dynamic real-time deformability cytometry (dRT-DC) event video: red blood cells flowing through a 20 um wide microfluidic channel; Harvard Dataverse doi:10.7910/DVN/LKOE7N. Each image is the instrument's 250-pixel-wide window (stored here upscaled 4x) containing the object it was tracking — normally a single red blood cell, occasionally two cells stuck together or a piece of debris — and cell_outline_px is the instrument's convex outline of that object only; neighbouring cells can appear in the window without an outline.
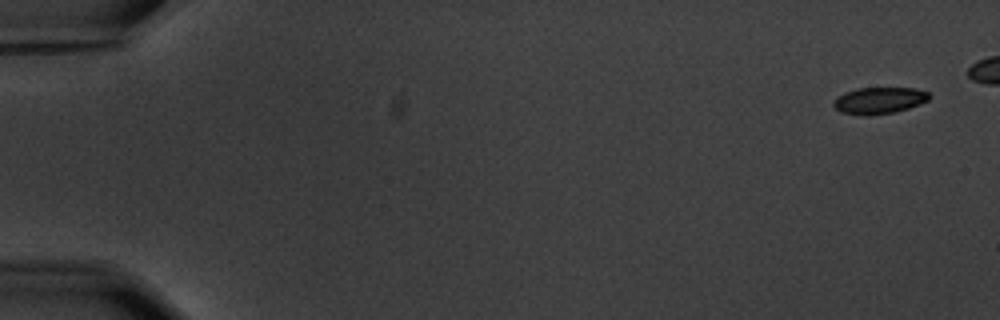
{"species": "common noctule bat (a hibernating species)", "species_latin": "Nyctalus noctula", "temperature_condition": "warm", "stored_images_in_passage": 6, "camera_frame_rate_fps": 3000, "um_per_image_px": 0.085, "animal": {"sex": "male", "body_mass_g": 20.1, "forearm_length_mm": 53.5}, "frame": {"image": 1, "passage_image": 1, "time_ms": 0.0, "image_size_px": [1000, 320], "cell_outline_px": [[928, 100], [908, 108], [892, 112], [868, 116], [840, 112], [832, 104], [836, 96], [844, 92], [856, 88], [916, 88], [928, 92]], "centroid_in_image_um": [74.67, 8.53], "position_along_channel_um": 10.3, "area_um2": 14.74}}
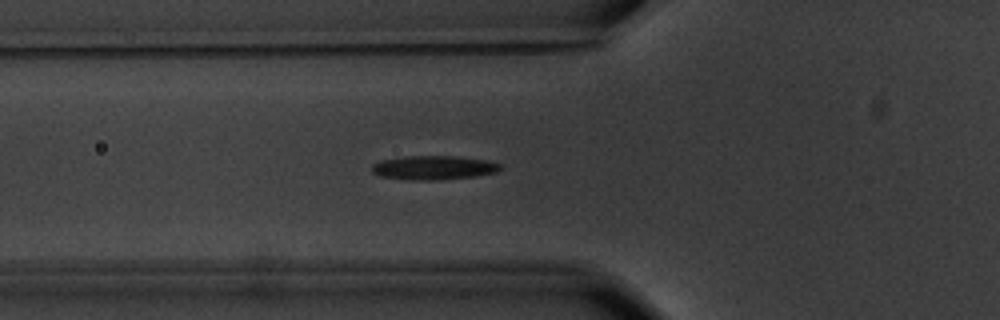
{"frame": {"image": 2, "passage_image": 6, "time_ms": 6.667, "image_size_px": [1000, 320], "cell_outline_px": [[504, 168], [496, 172], [472, 176], [436, 180], [412, 180], [380, 176], [372, 172], [372, 164], [380, 160], [408, 156], [456, 156], [484, 160], [500, 164]], "centroid_in_image_um": [36.83, 14.25], "position_along_channel_um": 89.0, "area_um2": 17.8}}